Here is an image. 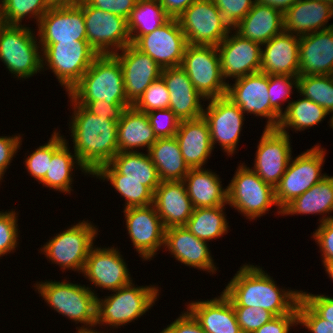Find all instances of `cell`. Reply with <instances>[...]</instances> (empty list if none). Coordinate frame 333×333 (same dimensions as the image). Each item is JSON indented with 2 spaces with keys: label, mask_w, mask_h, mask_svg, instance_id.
<instances>
[{
  "label": "cell",
  "mask_w": 333,
  "mask_h": 333,
  "mask_svg": "<svg viewBox=\"0 0 333 333\" xmlns=\"http://www.w3.org/2000/svg\"><path fill=\"white\" fill-rule=\"evenodd\" d=\"M70 99L74 110L69 125L74 154L93 175L101 166L109 164L118 153V122L92 114Z\"/></svg>",
  "instance_id": "1"
},
{
  "label": "cell",
  "mask_w": 333,
  "mask_h": 333,
  "mask_svg": "<svg viewBox=\"0 0 333 333\" xmlns=\"http://www.w3.org/2000/svg\"><path fill=\"white\" fill-rule=\"evenodd\" d=\"M233 306L259 307L274 316L292 313L301 291L282 290L262 268L243 265L222 291Z\"/></svg>",
  "instance_id": "2"
},
{
  "label": "cell",
  "mask_w": 333,
  "mask_h": 333,
  "mask_svg": "<svg viewBox=\"0 0 333 333\" xmlns=\"http://www.w3.org/2000/svg\"><path fill=\"white\" fill-rule=\"evenodd\" d=\"M68 95L76 103L103 100L125 109L132 106L125 94L121 64L113 54L98 55Z\"/></svg>",
  "instance_id": "3"
},
{
  "label": "cell",
  "mask_w": 333,
  "mask_h": 333,
  "mask_svg": "<svg viewBox=\"0 0 333 333\" xmlns=\"http://www.w3.org/2000/svg\"><path fill=\"white\" fill-rule=\"evenodd\" d=\"M34 287L46 303L59 314L77 324L83 323L84 327L77 328L78 330H91V327H96L98 295L94 293V290L92 291L85 285L81 286L65 280L63 282L55 280L38 282Z\"/></svg>",
  "instance_id": "4"
},
{
  "label": "cell",
  "mask_w": 333,
  "mask_h": 333,
  "mask_svg": "<svg viewBox=\"0 0 333 333\" xmlns=\"http://www.w3.org/2000/svg\"><path fill=\"white\" fill-rule=\"evenodd\" d=\"M158 287L137 286L131 282L121 287L105 299L97 297L96 325H109L113 328L126 325L144 315L157 300Z\"/></svg>",
  "instance_id": "5"
},
{
  "label": "cell",
  "mask_w": 333,
  "mask_h": 333,
  "mask_svg": "<svg viewBox=\"0 0 333 333\" xmlns=\"http://www.w3.org/2000/svg\"><path fill=\"white\" fill-rule=\"evenodd\" d=\"M34 35L25 25L5 24L0 27V60L18 78L27 79L46 65L39 52L42 51L41 45Z\"/></svg>",
  "instance_id": "6"
},
{
  "label": "cell",
  "mask_w": 333,
  "mask_h": 333,
  "mask_svg": "<svg viewBox=\"0 0 333 333\" xmlns=\"http://www.w3.org/2000/svg\"><path fill=\"white\" fill-rule=\"evenodd\" d=\"M42 61L54 72L61 86L69 92L99 55L87 40L39 43Z\"/></svg>",
  "instance_id": "7"
},
{
  "label": "cell",
  "mask_w": 333,
  "mask_h": 333,
  "mask_svg": "<svg viewBox=\"0 0 333 333\" xmlns=\"http://www.w3.org/2000/svg\"><path fill=\"white\" fill-rule=\"evenodd\" d=\"M227 186V204L237 209L249 220L262 216L271 206H278L275 189L246 165L238 166Z\"/></svg>",
  "instance_id": "8"
},
{
  "label": "cell",
  "mask_w": 333,
  "mask_h": 333,
  "mask_svg": "<svg viewBox=\"0 0 333 333\" xmlns=\"http://www.w3.org/2000/svg\"><path fill=\"white\" fill-rule=\"evenodd\" d=\"M180 67L187 72L193 86L205 101L226 96L229 83L222 77L216 46L188 44Z\"/></svg>",
  "instance_id": "9"
},
{
  "label": "cell",
  "mask_w": 333,
  "mask_h": 333,
  "mask_svg": "<svg viewBox=\"0 0 333 333\" xmlns=\"http://www.w3.org/2000/svg\"><path fill=\"white\" fill-rule=\"evenodd\" d=\"M324 157L325 151L318 144L301 153L294 160L291 157L284 175L274 188L278 214H281V209L291 200L304 194L327 176L321 174Z\"/></svg>",
  "instance_id": "10"
},
{
  "label": "cell",
  "mask_w": 333,
  "mask_h": 333,
  "mask_svg": "<svg viewBox=\"0 0 333 333\" xmlns=\"http://www.w3.org/2000/svg\"><path fill=\"white\" fill-rule=\"evenodd\" d=\"M98 229L88 221H82L65 231L56 234L46 242L41 251L52 263L58 264L62 269L83 271L85 261L97 237Z\"/></svg>",
  "instance_id": "11"
},
{
  "label": "cell",
  "mask_w": 333,
  "mask_h": 333,
  "mask_svg": "<svg viewBox=\"0 0 333 333\" xmlns=\"http://www.w3.org/2000/svg\"><path fill=\"white\" fill-rule=\"evenodd\" d=\"M178 21L190 45L217 47L233 30L212 0H196Z\"/></svg>",
  "instance_id": "12"
},
{
  "label": "cell",
  "mask_w": 333,
  "mask_h": 333,
  "mask_svg": "<svg viewBox=\"0 0 333 333\" xmlns=\"http://www.w3.org/2000/svg\"><path fill=\"white\" fill-rule=\"evenodd\" d=\"M83 9L89 45L99 54H114L131 44L127 19L92 7L86 0Z\"/></svg>",
  "instance_id": "13"
},
{
  "label": "cell",
  "mask_w": 333,
  "mask_h": 333,
  "mask_svg": "<svg viewBox=\"0 0 333 333\" xmlns=\"http://www.w3.org/2000/svg\"><path fill=\"white\" fill-rule=\"evenodd\" d=\"M269 75L262 72L249 74L227 86L226 96L241 111L268 118L265 129H277L281 116L271 107L269 100Z\"/></svg>",
  "instance_id": "14"
},
{
  "label": "cell",
  "mask_w": 333,
  "mask_h": 333,
  "mask_svg": "<svg viewBox=\"0 0 333 333\" xmlns=\"http://www.w3.org/2000/svg\"><path fill=\"white\" fill-rule=\"evenodd\" d=\"M133 45L164 69L181 66L188 42L178 19L169 18L153 32L140 36Z\"/></svg>",
  "instance_id": "15"
},
{
  "label": "cell",
  "mask_w": 333,
  "mask_h": 333,
  "mask_svg": "<svg viewBox=\"0 0 333 333\" xmlns=\"http://www.w3.org/2000/svg\"><path fill=\"white\" fill-rule=\"evenodd\" d=\"M278 129H264L256 150L254 169L264 183L275 188L291 159L290 135Z\"/></svg>",
  "instance_id": "16"
},
{
  "label": "cell",
  "mask_w": 333,
  "mask_h": 333,
  "mask_svg": "<svg viewBox=\"0 0 333 333\" xmlns=\"http://www.w3.org/2000/svg\"><path fill=\"white\" fill-rule=\"evenodd\" d=\"M209 105L203 112V118L210 129V138L213 149L220 143L228 155L235 153L242 130L244 113L227 96L210 99Z\"/></svg>",
  "instance_id": "17"
},
{
  "label": "cell",
  "mask_w": 333,
  "mask_h": 333,
  "mask_svg": "<svg viewBox=\"0 0 333 333\" xmlns=\"http://www.w3.org/2000/svg\"><path fill=\"white\" fill-rule=\"evenodd\" d=\"M130 239L144 260H151L164 246L165 228L153 204L124 208Z\"/></svg>",
  "instance_id": "18"
},
{
  "label": "cell",
  "mask_w": 333,
  "mask_h": 333,
  "mask_svg": "<svg viewBox=\"0 0 333 333\" xmlns=\"http://www.w3.org/2000/svg\"><path fill=\"white\" fill-rule=\"evenodd\" d=\"M37 25L39 43L87 40L83 9L78 4H53Z\"/></svg>",
  "instance_id": "19"
},
{
  "label": "cell",
  "mask_w": 333,
  "mask_h": 333,
  "mask_svg": "<svg viewBox=\"0 0 333 333\" xmlns=\"http://www.w3.org/2000/svg\"><path fill=\"white\" fill-rule=\"evenodd\" d=\"M262 45L241 37L234 32L217 46L220 56L221 73L224 81L260 72Z\"/></svg>",
  "instance_id": "20"
},
{
  "label": "cell",
  "mask_w": 333,
  "mask_h": 333,
  "mask_svg": "<svg viewBox=\"0 0 333 333\" xmlns=\"http://www.w3.org/2000/svg\"><path fill=\"white\" fill-rule=\"evenodd\" d=\"M82 273L96 287L115 291L132 282L122 255L114 247L92 248L88 253Z\"/></svg>",
  "instance_id": "21"
},
{
  "label": "cell",
  "mask_w": 333,
  "mask_h": 333,
  "mask_svg": "<svg viewBox=\"0 0 333 333\" xmlns=\"http://www.w3.org/2000/svg\"><path fill=\"white\" fill-rule=\"evenodd\" d=\"M120 62L125 94L133 105L148 86L161 76L162 69L147 54L141 52L132 43L113 54Z\"/></svg>",
  "instance_id": "22"
},
{
  "label": "cell",
  "mask_w": 333,
  "mask_h": 333,
  "mask_svg": "<svg viewBox=\"0 0 333 333\" xmlns=\"http://www.w3.org/2000/svg\"><path fill=\"white\" fill-rule=\"evenodd\" d=\"M161 77L169 91V109L181 120L203 117L204 97L195 89L187 72L182 67L164 68Z\"/></svg>",
  "instance_id": "23"
},
{
  "label": "cell",
  "mask_w": 333,
  "mask_h": 333,
  "mask_svg": "<svg viewBox=\"0 0 333 333\" xmlns=\"http://www.w3.org/2000/svg\"><path fill=\"white\" fill-rule=\"evenodd\" d=\"M164 247L186 266L212 274L217 271L206 241L197 238L185 226L165 229Z\"/></svg>",
  "instance_id": "24"
},
{
  "label": "cell",
  "mask_w": 333,
  "mask_h": 333,
  "mask_svg": "<svg viewBox=\"0 0 333 333\" xmlns=\"http://www.w3.org/2000/svg\"><path fill=\"white\" fill-rule=\"evenodd\" d=\"M333 75V28L300 36L299 76Z\"/></svg>",
  "instance_id": "25"
},
{
  "label": "cell",
  "mask_w": 333,
  "mask_h": 333,
  "mask_svg": "<svg viewBox=\"0 0 333 333\" xmlns=\"http://www.w3.org/2000/svg\"><path fill=\"white\" fill-rule=\"evenodd\" d=\"M153 205L165 229L185 226L194 209L183 181H161Z\"/></svg>",
  "instance_id": "26"
},
{
  "label": "cell",
  "mask_w": 333,
  "mask_h": 333,
  "mask_svg": "<svg viewBox=\"0 0 333 333\" xmlns=\"http://www.w3.org/2000/svg\"><path fill=\"white\" fill-rule=\"evenodd\" d=\"M300 36L283 31L263 45L260 72L268 75L299 76Z\"/></svg>",
  "instance_id": "27"
},
{
  "label": "cell",
  "mask_w": 333,
  "mask_h": 333,
  "mask_svg": "<svg viewBox=\"0 0 333 333\" xmlns=\"http://www.w3.org/2000/svg\"><path fill=\"white\" fill-rule=\"evenodd\" d=\"M187 311L206 333H242L230 299L222 292L220 297L193 301Z\"/></svg>",
  "instance_id": "28"
},
{
  "label": "cell",
  "mask_w": 333,
  "mask_h": 333,
  "mask_svg": "<svg viewBox=\"0 0 333 333\" xmlns=\"http://www.w3.org/2000/svg\"><path fill=\"white\" fill-rule=\"evenodd\" d=\"M283 17L284 31L297 36L333 28V24L326 25L333 17V7L322 0H299Z\"/></svg>",
  "instance_id": "29"
},
{
  "label": "cell",
  "mask_w": 333,
  "mask_h": 333,
  "mask_svg": "<svg viewBox=\"0 0 333 333\" xmlns=\"http://www.w3.org/2000/svg\"><path fill=\"white\" fill-rule=\"evenodd\" d=\"M175 137L189 168H203L213 150L207 121L203 117L181 120Z\"/></svg>",
  "instance_id": "30"
},
{
  "label": "cell",
  "mask_w": 333,
  "mask_h": 333,
  "mask_svg": "<svg viewBox=\"0 0 333 333\" xmlns=\"http://www.w3.org/2000/svg\"><path fill=\"white\" fill-rule=\"evenodd\" d=\"M236 33L260 45L284 31V17L280 10L255 2L252 9L233 28Z\"/></svg>",
  "instance_id": "31"
},
{
  "label": "cell",
  "mask_w": 333,
  "mask_h": 333,
  "mask_svg": "<svg viewBox=\"0 0 333 333\" xmlns=\"http://www.w3.org/2000/svg\"><path fill=\"white\" fill-rule=\"evenodd\" d=\"M183 182L194 208L225 206L227 188L223 189L220 178L204 168L190 169Z\"/></svg>",
  "instance_id": "32"
},
{
  "label": "cell",
  "mask_w": 333,
  "mask_h": 333,
  "mask_svg": "<svg viewBox=\"0 0 333 333\" xmlns=\"http://www.w3.org/2000/svg\"><path fill=\"white\" fill-rule=\"evenodd\" d=\"M157 141L146 113L133 106L126 108L118 122V152L136 151L134 148H149Z\"/></svg>",
  "instance_id": "33"
},
{
  "label": "cell",
  "mask_w": 333,
  "mask_h": 333,
  "mask_svg": "<svg viewBox=\"0 0 333 333\" xmlns=\"http://www.w3.org/2000/svg\"><path fill=\"white\" fill-rule=\"evenodd\" d=\"M147 153L157 168L161 181H183L190 170L176 137L157 138Z\"/></svg>",
  "instance_id": "34"
},
{
  "label": "cell",
  "mask_w": 333,
  "mask_h": 333,
  "mask_svg": "<svg viewBox=\"0 0 333 333\" xmlns=\"http://www.w3.org/2000/svg\"><path fill=\"white\" fill-rule=\"evenodd\" d=\"M333 211V176H326L281 209V215L329 214Z\"/></svg>",
  "instance_id": "35"
},
{
  "label": "cell",
  "mask_w": 333,
  "mask_h": 333,
  "mask_svg": "<svg viewBox=\"0 0 333 333\" xmlns=\"http://www.w3.org/2000/svg\"><path fill=\"white\" fill-rule=\"evenodd\" d=\"M110 164L122 174V179L141 181V184L148 187L153 193L161 182L157 168L148 153L118 152Z\"/></svg>",
  "instance_id": "36"
},
{
  "label": "cell",
  "mask_w": 333,
  "mask_h": 333,
  "mask_svg": "<svg viewBox=\"0 0 333 333\" xmlns=\"http://www.w3.org/2000/svg\"><path fill=\"white\" fill-rule=\"evenodd\" d=\"M69 151L67 142L65 141L52 155L49 162L48 170L44 179L40 182L50 189L58 190L59 192H71L72 170L74 165H78L82 172L90 174L80 163L78 157ZM74 157V158H73Z\"/></svg>",
  "instance_id": "37"
},
{
  "label": "cell",
  "mask_w": 333,
  "mask_h": 333,
  "mask_svg": "<svg viewBox=\"0 0 333 333\" xmlns=\"http://www.w3.org/2000/svg\"><path fill=\"white\" fill-rule=\"evenodd\" d=\"M93 175L99 179L110 181L114 189L125 198V208L153 204L154 193L148 187L138 180L122 179V174L110 163L101 166Z\"/></svg>",
  "instance_id": "38"
},
{
  "label": "cell",
  "mask_w": 333,
  "mask_h": 333,
  "mask_svg": "<svg viewBox=\"0 0 333 333\" xmlns=\"http://www.w3.org/2000/svg\"><path fill=\"white\" fill-rule=\"evenodd\" d=\"M224 206L194 208L185 227L200 240L219 238L228 233V222Z\"/></svg>",
  "instance_id": "39"
},
{
  "label": "cell",
  "mask_w": 333,
  "mask_h": 333,
  "mask_svg": "<svg viewBox=\"0 0 333 333\" xmlns=\"http://www.w3.org/2000/svg\"><path fill=\"white\" fill-rule=\"evenodd\" d=\"M286 107L277 128L281 132H286L289 127L295 131L308 129L329 115L322 106L305 97L288 102Z\"/></svg>",
  "instance_id": "40"
},
{
  "label": "cell",
  "mask_w": 333,
  "mask_h": 333,
  "mask_svg": "<svg viewBox=\"0 0 333 333\" xmlns=\"http://www.w3.org/2000/svg\"><path fill=\"white\" fill-rule=\"evenodd\" d=\"M168 19L158 0H138L127 20L131 43L140 36L153 32Z\"/></svg>",
  "instance_id": "41"
},
{
  "label": "cell",
  "mask_w": 333,
  "mask_h": 333,
  "mask_svg": "<svg viewBox=\"0 0 333 333\" xmlns=\"http://www.w3.org/2000/svg\"><path fill=\"white\" fill-rule=\"evenodd\" d=\"M297 92L322 106L333 116V75L298 76Z\"/></svg>",
  "instance_id": "42"
},
{
  "label": "cell",
  "mask_w": 333,
  "mask_h": 333,
  "mask_svg": "<svg viewBox=\"0 0 333 333\" xmlns=\"http://www.w3.org/2000/svg\"><path fill=\"white\" fill-rule=\"evenodd\" d=\"M52 5L50 0H3L5 24L21 26L25 16L33 17L39 23Z\"/></svg>",
  "instance_id": "43"
},
{
  "label": "cell",
  "mask_w": 333,
  "mask_h": 333,
  "mask_svg": "<svg viewBox=\"0 0 333 333\" xmlns=\"http://www.w3.org/2000/svg\"><path fill=\"white\" fill-rule=\"evenodd\" d=\"M51 136L48 143L38 147L25 160L26 169L38 182L44 179L53 153L66 141L59 132L54 131Z\"/></svg>",
  "instance_id": "44"
},
{
  "label": "cell",
  "mask_w": 333,
  "mask_h": 333,
  "mask_svg": "<svg viewBox=\"0 0 333 333\" xmlns=\"http://www.w3.org/2000/svg\"><path fill=\"white\" fill-rule=\"evenodd\" d=\"M170 95L166 83L160 76L153 81L132 105L136 110L148 113L169 108Z\"/></svg>",
  "instance_id": "45"
},
{
  "label": "cell",
  "mask_w": 333,
  "mask_h": 333,
  "mask_svg": "<svg viewBox=\"0 0 333 333\" xmlns=\"http://www.w3.org/2000/svg\"><path fill=\"white\" fill-rule=\"evenodd\" d=\"M293 86L297 89L298 77L288 75H269V100L271 107L282 116L281 104L290 98ZM289 97V98H288Z\"/></svg>",
  "instance_id": "46"
},
{
  "label": "cell",
  "mask_w": 333,
  "mask_h": 333,
  "mask_svg": "<svg viewBox=\"0 0 333 333\" xmlns=\"http://www.w3.org/2000/svg\"><path fill=\"white\" fill-rule=\"evenodd\" d=\"M242 333H253L275 316L263 308L233 306Z\"/></svg>",
  "instance_id": "47"
},
{
  "label": "cell",
  "mask_w": 333,
  "mask_h": 333,
  "mask_svg": "<svg viewBox=\"0 0 333 333\" xmlns=\"http://www.w3.org/2000/svg\"><path fill=\"white\" fill-rule=\"evenodd\" d=\"M157 138L175 137L180 119L168 108L146 113Z\"/></svg>",
  "instance_id": "48"
},
{
  "label": "cell",
  "mask_w": 333,
  "mask_h": 333,
  "mask_svg": "<svg viewBox=\"0 0 333 333\" xmlns=\"http://www.w3.org/2000/svg\"><path fill=\"white\" fill-rule=\"evenodd\" d=\"M15 211L0 212V257L10 253L18 244V224Z\"/></svg>",
  "instance_id": "49"
},
{
  "label": "cell",
  "mask_w": 333,
  "mask_h": 333,
  "mask_svg": "<svg viewBox=\"0 0 333 333\" xmlns=\"http://www.w3.org/2000/svg\"><path fill=\"white\" fill-rule=\"evenodd\" d=\"M223 19L234 28L252 9L256 0H212Z\"/></svg>",
  "instance_id": "50"
},
{
  "label": "cell",
  "mask_w": 333,
  "mask_h": 333,
  "mask_svg": "<svg viewBox=\"0 0 333 333\" xmlns=\"http://www.w3.org/2000/svg\"><path fill=\"white\" fill-rule=\"evenodd\" d=\"M298 324L311 333H333V323L321 318L302 298L297 305Z\"/></svg>",
  "instance_id": "51"
},
{
  "label": "cell",
  "mask_w": 333,
  "mask_h": 333,
  "mask_svg": "<svg viewBox=\"0 0 333 333\" xmlns=\"http://www.w3.org/2000/svg\"><path fill=\"white\" fill-rule=\"evenodd\" d=\"M320 222L313 238L322 252L323 264H331L333 263V216H323Z\"/></svg>",
  "instance_id": "52"
},
{
  "label": "cell",
  "mask_w": 333,
  "mask_h": 333,
  "mask_svg": "<svg viewBox=\"0 0 333 333\" xmlns=\"http://www.w3.org/2000/svg\"><path fill=\"white\" fill-rule=\"evenodd\" d=\"M92 7L119 15L128 20L138 0H86Z\"/></svg>",
  "instance_id": "53"
},
{
  "label": "cell",
  "mask_w": 333,
  "mask_h": 333,
  "mask_svg": "<svg viewBox=\"0 0 333 333\" xmlns=\"http://www.w3.org/2000/svg\"><path fill=\"white\" fill-rule=\"evenodd\" d=\"M301 298L323 319L333 323V298L301 291Z\"/></svg>",
  "instance_id": "54"
},
{
  "label": "cell",
  "mask_w": 333,
  "mask_h": 333,
  "mask_svg": "<svg viewBox=\"0 0 333 333\" xmlns=\"http://www.w3.org/2000/svg\"><path fill=\"white\" fill-rule=\"evenodd\" d=\"M294 325H298L297 308L292 313L275 316L253 333H289Z\"/></svg>",
  "instance_id": "55"
},
{
  "label": "cell",
  "mask_w": 333,
  "mask_h": 333,
  "mask_svg": "<svg viewBox=\"0 0 333 333\" xmlns=\"http://www.w3.org/2000/svg\"><path fill=\"white\" fill-rule=\"evenodd\" d=\"M21 140L20 135L0 137V181L3 179L4 172H6L8 165H10L13 156L19 150L20 145H22Z\"/></svg>",
  "instance_id": "56"
},
{
  "label": "cell",
  "mask_w": 333,
  "mask_h": 333,
  "mask_svg": "<svg viewBox=\"0 0 333 333\" xmlns=\"http://www.w3.org/2000/svg\"><path fill=\"white\" fill-rule=\"evenodd\" d=\"M88 112L104 118H110L119 122L125 108L121 104H110L105 101L97 100L89 103H78Z\"/></svg>",
  "instance_id": "57"
},
{
  "label": "cell",
  "mask_w": 333,
  "mask_h": 333,
  "mask_svg": "<svg viewBox=\"0 0 333 333\" xmlns=\"http://www.w3.org/2000/svg\"><path fill=\"white\" fill-rule=\"evenodd\" d=\"M160 333H206L195 318L188 312L182 313L179 318L164 328Z\"/></svg>",
  "instance_id": "58"
},
{
  "label": "cell",
  "mask_w": 333,
  "mask_h": 333,
  "mask_svg": "<svg viewBox=\"0 0 333 333\" xmlns=\"http://www.w3.org/2000/svg\"><path fill=\"white\" fill-rule=\"evenodd\" d=\"M196 0H158L169 18L179 16Z\"/></svg>",
  "instance_id": "59"
},
{
  "label": "cell",
  "mask_w": 333,
  "mask_h": 333,
  "mask_svg": "<svg viewBox=\"0 0 333 333\" xmlns=\"http://www.w3.org/2000/svg\"><path fill=\"white\" fill-rule=\"evenodd\" d=\"M299 0H256V2L280 10L283 14Z\"/></svg>",
  "instance_id": "60"
},
{
  "label": "cell",
  "mask_w": 333,
  "mask_h": 333,
  "mask_svg": "<svg viewBox=\"0 0 333 333\" xmlns=\"http://www.w3.org/2000/svg\"><path fill=\"white\" fill-rule=\"evenodd\" d=\"M52 4H78L85 0H50Z\"/></svg>",
  "instance_id": "61"
},
{
  "label": "cell",
  "mask_w": 333,
  "mask_h": 333,
  "mask_svg": "<svg viewBox=\"0 0 333 333\" xmlns=\"http://www.w3.org/2000/svg\"><path fill=\"white\" fill-rule=\"evenodd\" d=\"M325 267V271L327 272V274L329 275V277L331 278V280H333V263L331 264H324Z\"/></svg>",
  "instance_id": "62"
},
{
  "label": "cell",
  "mask_w": 333,
  "mask_h": 333,
  "mask_svg": "<svg viewBox=\"0 0 333 333\" xmlns=\"http://www.w3.org/2000/svg\"><path fill=\"white\" fill-rule=\"evenodd\" d=\"M0 27L5 25L4 13H3V0L0 1Z\"/></svg>",
  "instance_id": "63"
},
{
  "label": "cell",
  "mask_w": 333,
  "mask_h": 333,
  "mask_svg": "<svg viewBox=\"0 0 333 333\" xmlns=\"http://www.w3.org/2000/svg\"><path fill=\"white\" fill-rule=\"evenodd\" d=\"M77 333H100V332L92 329V330H78Z\"/></svg>",
  "instance_id": "64"
},
{
  "label": "cell",
  "mask_w": 333,
  "mask_h": 333,
  "mask_svg": "<svg viewBox=\"0 0 333 333\" xmlns=\"http://www.w3.org/2000/svg\"><path fill=\"white\" fill-rule=\"evenodd\" d=\"M329 122H330L331 128L333 129V116L330 117V121Z\"/></svg>",
  "instance_id": "65"
}]
</instances>
